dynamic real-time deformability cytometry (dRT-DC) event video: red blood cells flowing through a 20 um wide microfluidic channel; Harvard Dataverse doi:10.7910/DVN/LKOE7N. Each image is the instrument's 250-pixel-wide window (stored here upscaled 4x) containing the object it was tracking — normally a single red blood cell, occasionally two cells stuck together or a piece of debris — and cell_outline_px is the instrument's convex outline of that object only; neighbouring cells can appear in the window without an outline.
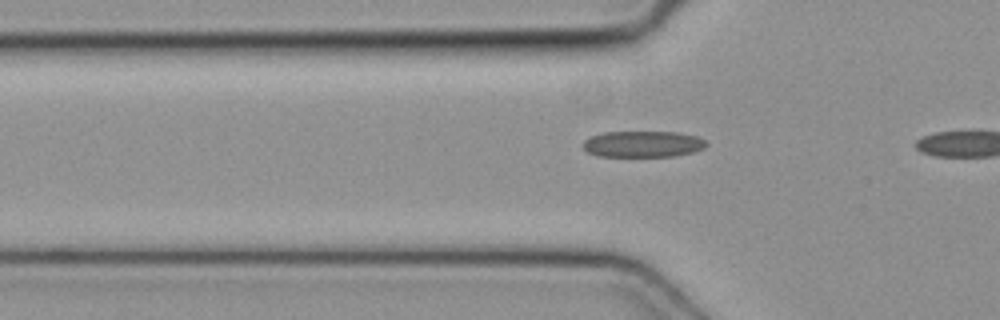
{"species": "common noctule bat (a hibernating species)", "species_latin": "Nyctalus noctula", "temperature_condition": "cold", "stored_images_in_passage": 12, "camera_frame_rate_fps": 3000, "um_per_image_px": 0.085, "animal": {"sex": "female", "body_mass_g": 19.3, "forearm_length_mm": 54.1}, "frame": {"image": 1, "passage_image": 10, "time_ms": 3.0, "image_size_px": [1000, 320], "cell_outline_px": [[708, 144], [704, 148], [692, 152], [676, 156], [596, 156], [588, 152], [584, 148], [584, 140], [592, 136], [604, 132], [676, 132], [696, 136], [704, 140]], "centroid_in_image_um": [54.65, 12.25], "position_along_channel_um": 71.1, "area_um2": 18.73}}